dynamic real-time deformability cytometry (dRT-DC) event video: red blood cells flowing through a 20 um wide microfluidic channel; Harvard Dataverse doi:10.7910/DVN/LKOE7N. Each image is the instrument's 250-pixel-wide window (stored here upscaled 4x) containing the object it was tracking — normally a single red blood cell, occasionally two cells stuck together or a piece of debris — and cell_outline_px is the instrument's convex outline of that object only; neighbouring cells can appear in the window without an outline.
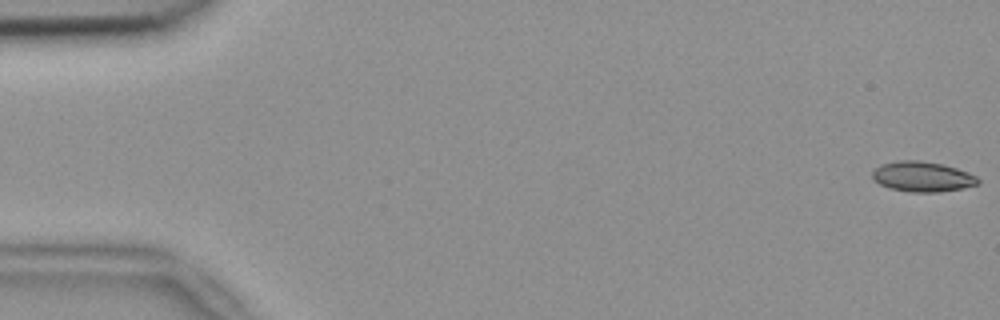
{"species": "common noctule bat (a hibernating species)", "species_latin": "Nyctalus noctula", "temperature_condition": "room temperature", "stored_images_in_passage": 55, "segment_of_instrument_passage": [1, 2], "camera_frame_rate_fps": 3000, "um_per_image_px": 0.085, "animal": {"sex": "female", "body_mass_g": 18.4}, "frame": {"image": 1, "passage_image": 1, "time_ms": 0.0, "image_size_px": [1000, 320], "cell_outline_px": [[980, 184], [940, 192], [908, 192], [888, 188], [872, 180], [872, 172], [880, 164], [896, 160], [916, 160], [944, 164], [968, 172], [976, 176], [980, 180]], "centroid_in_image_um": [78.38, 15.01], "position_along_channel_um": 6.6, "area_um2": 18.79}}
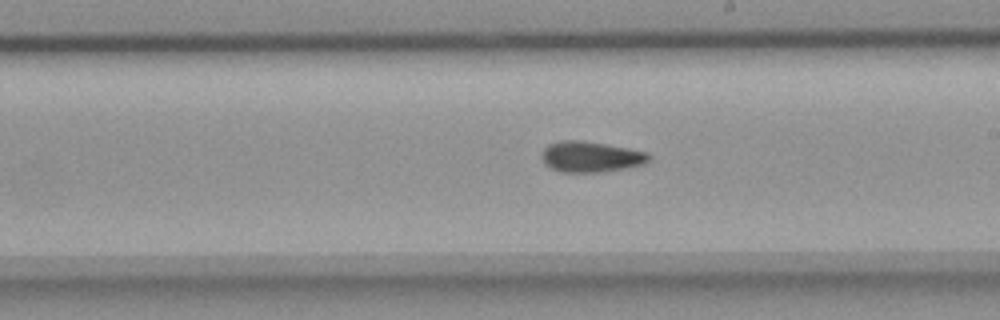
{"frame": {"image": 2, "passage_image": 31, "time_ms": 10.0, "image_size_px": [1000, 320], "cell_outline_px": [[652, 156], [644, 164], [624, 168], [600, 172], [560, 172], [544, 164], [544, 148], [548, 144], [564, 140], [580, 140], [628, 148], [648, 152]], "centroid_in_image_um": [50.24, 13.32], "position_along_channel_um": 238.8, "area_um2": 18.96}}
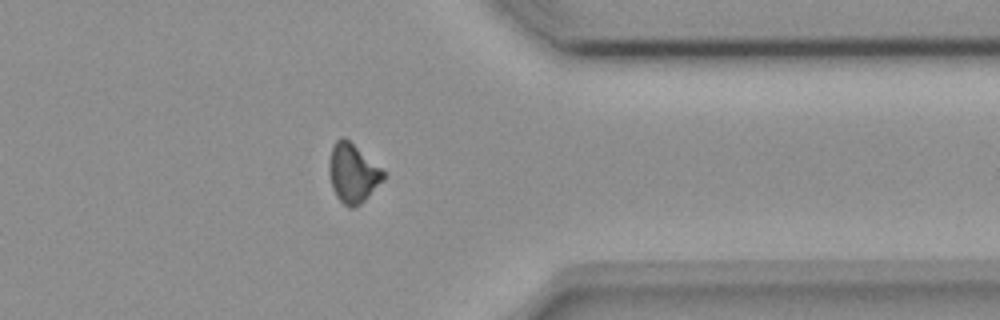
{"frame": {"image": 3, "passage_image": 43, "time_ms": 14.0, "image_size_px": [1000, 320], "cell_outline_px": [[388, 176], [360, 204], [352, 208], [348, 208], [336, 196], [332, 188], [328, 172], [328, 164], [332, 148], [336, 140], [340, 136], [344, 136], [380, 168]], "centroid_in_image_um": [29.97, 14.73], "position_along_channel_um": 381.4, "area_um2": 18.55}}